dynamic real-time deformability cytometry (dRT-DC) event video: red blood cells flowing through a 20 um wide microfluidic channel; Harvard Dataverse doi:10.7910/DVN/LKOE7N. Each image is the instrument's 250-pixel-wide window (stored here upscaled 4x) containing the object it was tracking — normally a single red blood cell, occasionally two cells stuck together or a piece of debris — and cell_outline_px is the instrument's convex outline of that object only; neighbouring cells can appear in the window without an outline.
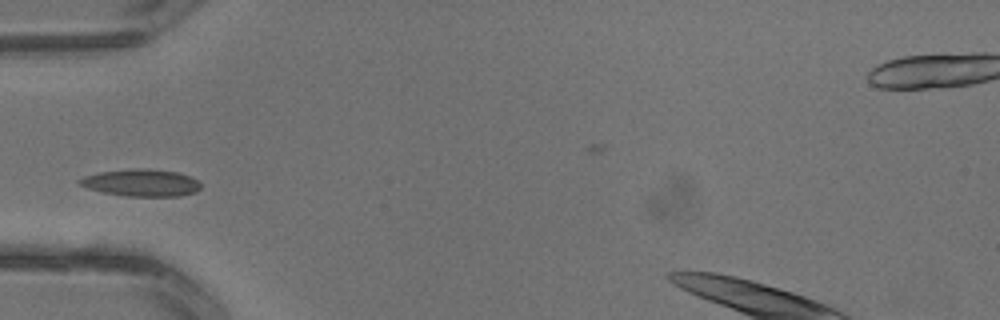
{"species": "common noctule bat (a hibernating species)", "species_latin": "Nyctalus noctula", "temperature_condition": "warm", "stored_images_in_passage": 4, "camera_frame_rate_fps": 3000, "um_per_image_px": 0.085, "animal": {"sex": "male", "body_mass_g": 13.3}, "frame": {"image": 1, "passage_image": 1, "time_ms": 0.0, "image_size_px": [1000, 320], "cell_outline_px": [[200, 188], [196, 192], [180, 196], [124, 196], [104, 192], [88, 188], [80, 184], [76, 180], [84, 176], [100, 172], [132, 168], [148, 168], [176, 172], [188, 176], [196, 180], [200, 184]], "centroid_in_image_um": [11.99, 15.53], "position_along_channel_um": 73.0, "area_um2": 19.07}}